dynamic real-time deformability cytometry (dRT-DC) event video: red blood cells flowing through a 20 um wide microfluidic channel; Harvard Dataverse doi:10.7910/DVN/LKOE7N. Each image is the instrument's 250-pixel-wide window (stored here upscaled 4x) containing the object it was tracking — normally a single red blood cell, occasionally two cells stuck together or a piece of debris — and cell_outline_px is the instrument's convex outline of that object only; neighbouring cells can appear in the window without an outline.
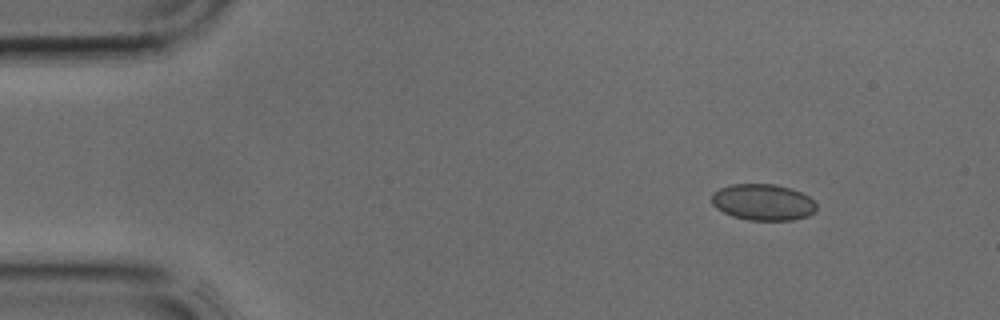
{"species": "common noctule bat (a hibernating species)", "species_latin": "Nyctalus noctula", "temperature_condition": "cold", "stored_images_in_passage": 4, "segment_of_instrument_passage": [2, 2], "camera_frame_rate_fps": 3000, "um_per_image_px": 0.085, "animal": {"sex": "male", "body_mass_g": 17.9, "forearm_length_mm": 54.2}, "frame": {"image": 1, "passage_image": 4, "time_ms": 1.0, "image_size_px": [1000, 320], "cell_outline_px": [[816, 208], [808, 216], [792, 220], [748, 220], [732, 216], [716, 208], [712, 204], [712, 192], [720, 188], [732, 184], [776, 184], [792, 188], [808, 196], [816, 204]], "centroid_in_image_um": [64.83, 17.18], "position_along_channel_um": 20.2, "area_um2": 22.2}}